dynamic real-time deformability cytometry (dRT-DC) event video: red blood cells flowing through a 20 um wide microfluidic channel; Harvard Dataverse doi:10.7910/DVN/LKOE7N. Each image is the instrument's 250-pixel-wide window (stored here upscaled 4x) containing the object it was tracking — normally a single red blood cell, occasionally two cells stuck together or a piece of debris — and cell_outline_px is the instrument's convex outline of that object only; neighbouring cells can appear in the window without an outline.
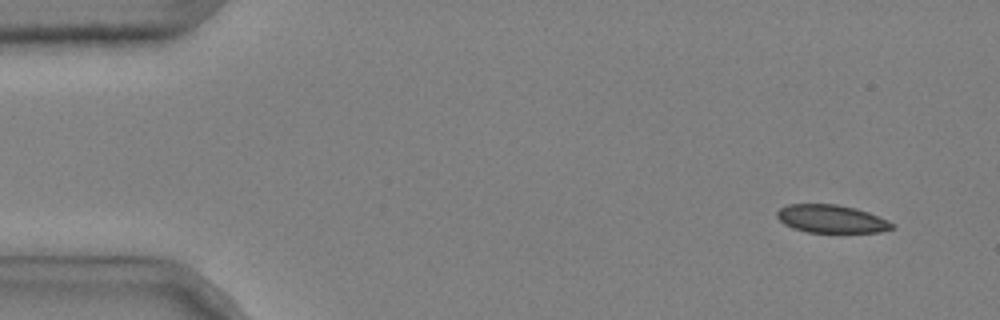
{"species": "common noctule bat (a hibernating species)", "species_latin": "Nyctalus noctula", "temperature_condition": "cold", "stored_images_in_passage": 4, "camera_frame_rate_fps": 3000, "um_per_image_px": 0.085, "animal": {"sex": "male", "body_mass_g": 20.4}, "frame": {"image": 1, "passage_image": 1, "time_ms": 0.0, "image_size_px": [1000, 320], "cell_outline_px": [[896, 228], [880, 232], [808, 232], [792, 228], [784, 224], [776, 216], [776, 212], [780, 208], [788, 204], [836, 204], [856, 208], [868, 212], [888, 220], [896, 224]], "centroid_in_image_um": [70.69, 18.6], "position_along_channel_um": 14.3, "area_um2": 18.9}}
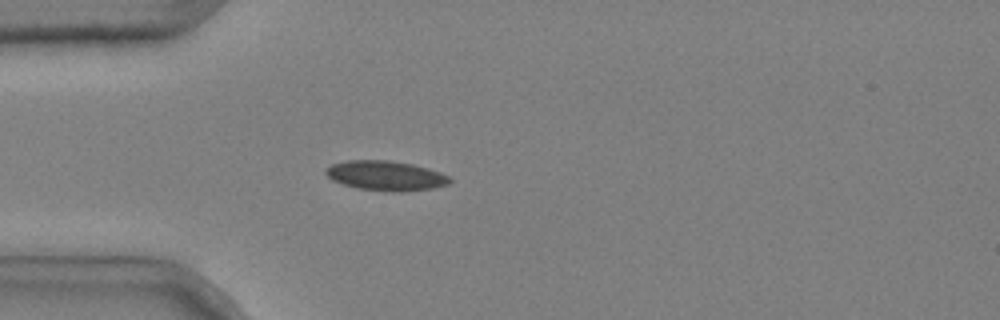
{"frame": {"image": 2, "passage_image": 4, "time_ms": 1.0, "image_size_px": [1000, 320], "cell_outline_px": [[452, 180], [448, 184], [432, 188], [400, 192], [392, 192], [360, 188], [344, 184], [332, 180], [324, 172], [332, 164], [348, 160], [388, 160], [412, 164], [428, 168], [440, 172], [448, 176]], "centroid_in_image_um": [32.81, 14.93], "position_along_channel_um": 52.2, "area_um2": 21.27}}